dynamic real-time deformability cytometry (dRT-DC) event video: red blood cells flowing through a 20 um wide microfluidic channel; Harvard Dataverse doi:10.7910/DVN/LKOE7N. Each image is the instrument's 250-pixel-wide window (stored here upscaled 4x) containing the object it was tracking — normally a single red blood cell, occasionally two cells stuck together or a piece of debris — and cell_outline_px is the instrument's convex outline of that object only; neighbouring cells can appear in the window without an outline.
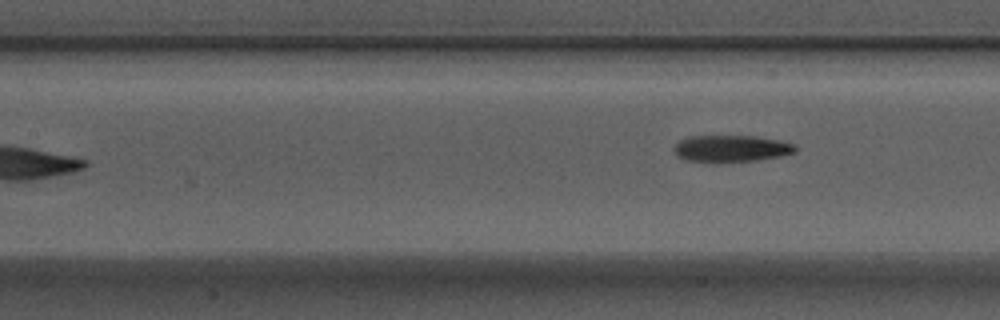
{"species": "Egyptian fruit bat (a non-hibernating species)", "species_latin": "Rousettus aegyptiacus", "temperature_condition": "warm", "stored_images_in_passage": 6, "camera_frame_rate_fps": 3000, "um_per_image_px": 0.085, "animal": {"sex": "male"}, "frame": {"image": 1, "passage_image": 6, "time_ms": 1.667, "image_size_px": [1000, 320], "cell_outline_px": [[796, 152], [780, 156], [756, 160], [716, 164], [684, 160], [676, 156], [672, 148], [680, 140], [688, 136], [756, 136], [780, 140], [796, 144]], "centroid_in_image_um": [62.11, 12.65], "position_along_channel_um": 145.3, "area_um2": 19.54}}